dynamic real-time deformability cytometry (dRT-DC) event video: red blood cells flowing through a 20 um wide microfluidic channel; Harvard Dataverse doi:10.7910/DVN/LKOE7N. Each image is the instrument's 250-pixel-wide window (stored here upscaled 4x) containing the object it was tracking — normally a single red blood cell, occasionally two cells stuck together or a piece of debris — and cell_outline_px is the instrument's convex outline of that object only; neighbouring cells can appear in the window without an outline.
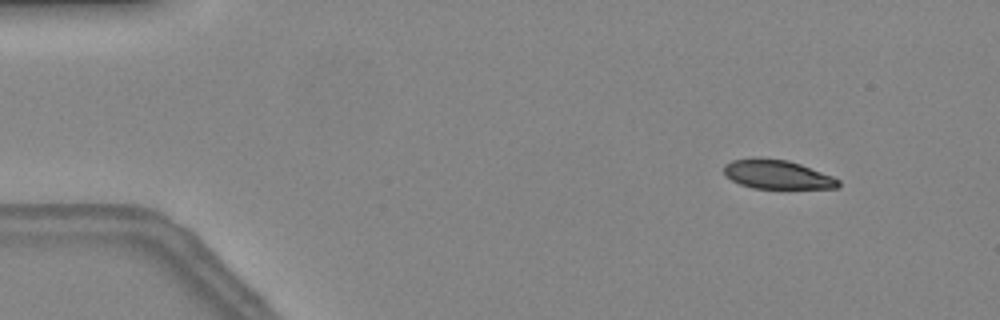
{"species": "common noctule bat (a hibernating species)", "species_latin": "Nyctalus noctula", "temperature_condition": "warm", "stored_images_in_passage": 47, "camera_frame_rate_fps": 3000, "um_per_image_px": 0.085, "animal": {"sex": "female", "body_mass_g": 24.6, "forearm_length_mm": 56.2}, "frame": {"image": 1, "passage_image": 5, "time_ms": 1.333, "image_size_px": [1000, 320], "cell_outline_px": [[840, 184], [836, 188], [752, 188], [740, 184], [724, 176], [724, 164], [732, 160], [752, 156], [756, 156], [788, 160], [800, 164], [832, 176], [840, 180]], "centroid_in_image_um": [66.0, 14.8], "position_along_channel_um": 19.0, "area_um2": 19.54}}
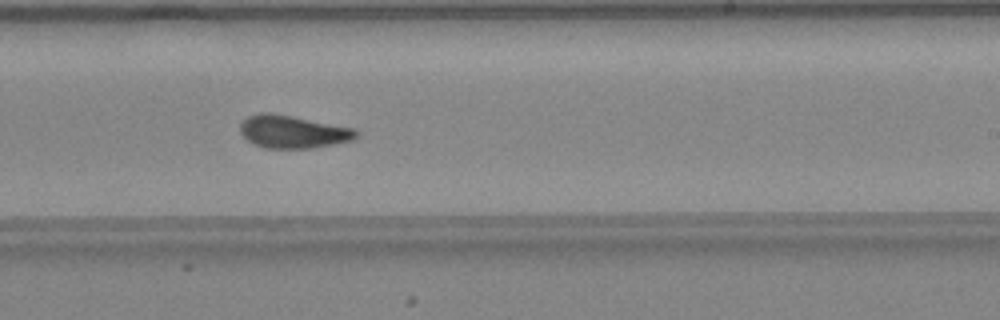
{"frame": {"image": 2, "passage_image": 29, "time_ms": 9.333, "image_size_px": [1000, 320], "cell_outline_px": [[360, 132], [352, 140], [312, 148], [264, 148], [252, 144], [240, 132], [240, 124], [248, 116], [260, 112], [272, 112], [352, 128]], "centroid_in_image_um": [24.85, 11.2], "position_along_channel_um": 264.2, "area_um2": 22.02}}
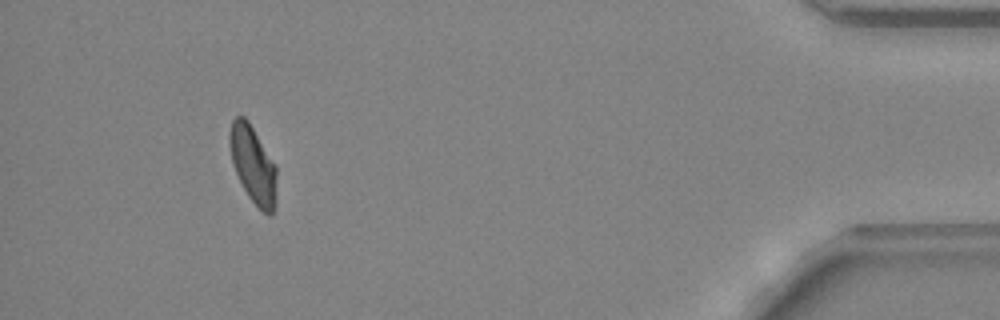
{"frame": {"image": 3, "passage_image": 44, "time_ms": 14.333, "image_size_px": [1000, 320], "cell_outline_px": [[276, 204], [272, 216], [268, 216], [248, 196], [232, 164], [228, 144], [228, 136], [232, 120], [236, 116], [244, 116], [248, 120], [276, 164]], "centroid_in_image_um": [21.51, 13.98], "position_along_channel_um": 413.7, "area_um2": 21.39}, "authors_computed_cell_mechanics": {"area_um2": 21.675, "velocity_mm_per_s": 4.3101, "shape_relaxation_time_tau1_ms": 10.9687, "shape_relaxation_time_tau2_ms": 2.947, "deformation_change_tau1": 0.2645, "deformation_change_tau2": 0.0804}}